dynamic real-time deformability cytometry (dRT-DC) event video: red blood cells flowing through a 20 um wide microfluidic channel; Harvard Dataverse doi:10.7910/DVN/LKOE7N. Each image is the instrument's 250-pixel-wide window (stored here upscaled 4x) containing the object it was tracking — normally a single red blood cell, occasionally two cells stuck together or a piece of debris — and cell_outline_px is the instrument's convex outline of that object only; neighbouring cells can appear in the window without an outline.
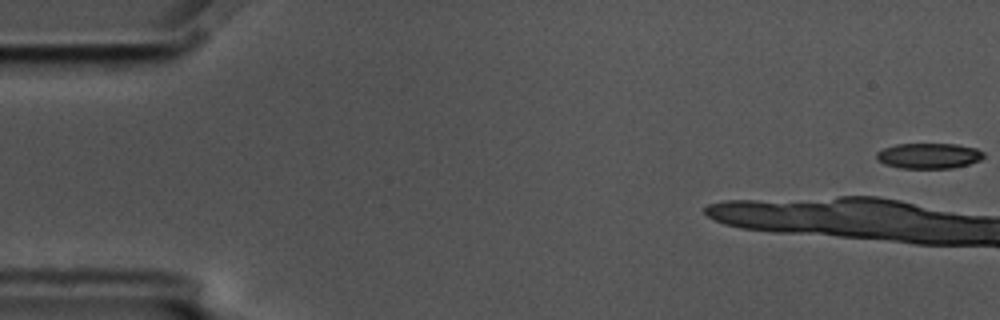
{"species": "common noctule bat (a hibernating species)", "species_latin": "Nyctalus noctula", "temperature_condition": "cold", "stored_images_in_passage": 5, "camera_frame_rate_fps": 3000, "um_per_image_px": 0.085, "animal": {"sex": "male", "body_mass_g": 17.5, "forearm_length_mm": 52.3}, "frame": {"image": 1, "passage_image": 1, "time_ms": 0.0, "image_size_px": [1000, 320], "cell_outline_px": [[984, 156], [980, 160], [968, 164], [952, 168], [900, 168], [884, 164], [876, 160], [876, 152], [884, 148], [896, 144], [956, 144], [976, 148], [984, 152]], "centroid_in_image_um": [78.93, 13.24], "position_along_channel_um": 6.1, "area_um2": 15.95}}